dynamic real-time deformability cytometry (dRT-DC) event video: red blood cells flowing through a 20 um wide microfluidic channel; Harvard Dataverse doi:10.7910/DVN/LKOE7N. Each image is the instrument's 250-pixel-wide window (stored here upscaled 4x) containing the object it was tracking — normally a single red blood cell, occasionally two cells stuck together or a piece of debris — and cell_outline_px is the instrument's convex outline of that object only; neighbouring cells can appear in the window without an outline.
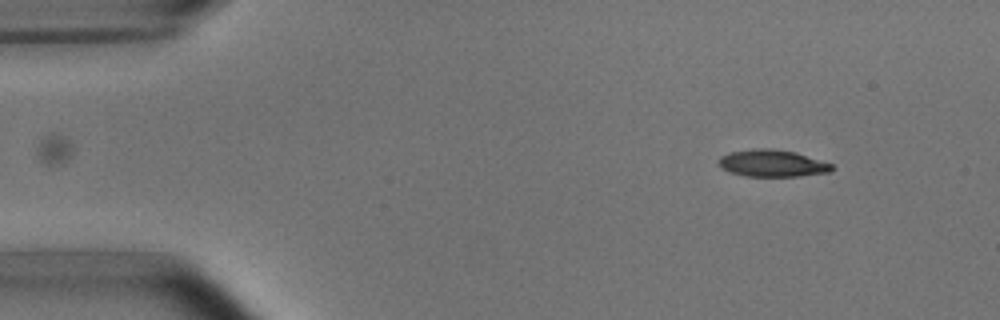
{"species": "common noctule bat (a hibernating species)", "species_latin": "Nyctalus noctula", "temperature_condition": "room temperature", "stored_images_in_passage": 4, "camera_frame_rate_fps": 3000, "um_per_image_px": 0.085, "animal": {"sex": "male", "body_mass_g": 15.6}, "frame": {"image": 1, "passage_image": 1, "time_ms": 0.0, "image_size_px": [1000, 320], "cell_outline_px": [[832, 168], [828, 172], [800, 176], [744, 176], [728, 172], [720, 168], [716, 160], [720, 156], [732, 152], [756, 148], [772, 148], [796, 152], [832, 164]], "centroid_in_image_um": [65.57, 13.88], "position_along_channel_um": 19.4, "area_um2": 17.86}}
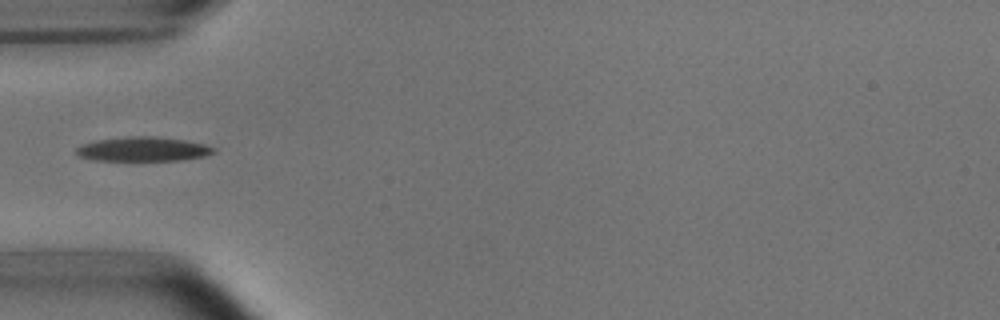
{"frame": {"image": 2, "passage_image": 4, "time_ms": 3.667, "image_size_px": [1000, 320], "cell_outline_px": [[216, 152], [204, 156], [180, 160], [92, 160], [80, 156], [76, 152], [76, 148], [84, 144], [96, 140], [128, 136], [156, 136], [184, 140], [204, 144], [216, 148]], "centroid_in_image_um": [12.18, 12.67], "position_along_channel_um": 72.8, "area_um2": 19.36}}